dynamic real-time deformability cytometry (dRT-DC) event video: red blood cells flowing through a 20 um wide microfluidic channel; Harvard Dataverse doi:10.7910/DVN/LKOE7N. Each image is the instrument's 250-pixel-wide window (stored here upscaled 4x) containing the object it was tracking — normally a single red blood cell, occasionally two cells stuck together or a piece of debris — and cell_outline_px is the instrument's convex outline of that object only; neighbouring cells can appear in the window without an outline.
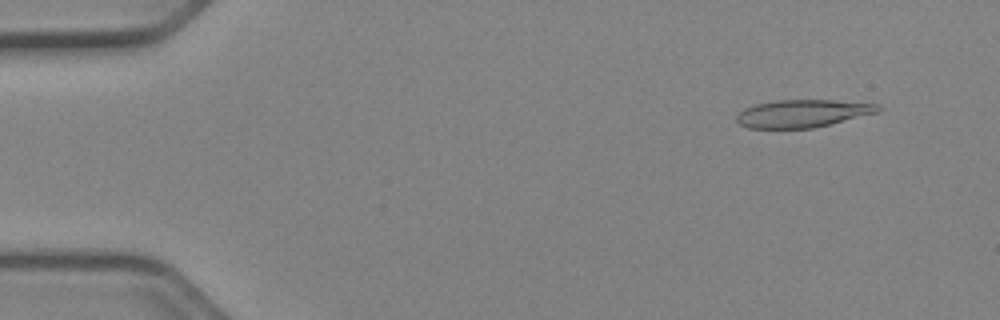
{"species": "Egyptian fruit bat (a non-hibernating species)", "species_latin": "Rousettus aegyptiacus", "temperature_condition": "cold", "stored_images_in_passage": 50, "camera_frame_rate_fps": 3000, "um_per_image_px": 0.085, "animal": {"sex": "female"}, "frame": {"image": 1, "passage_image": 3, "time_ms": 0.667, "image_size_px": [1000, 320], "cell_outline_px": [[884, 108], [880, 112], [812, 128], [748, 128], [736, 124], [736, 116], [744, 108], [756, 104], [776, 100], [832, 100], [880, 104]], "centroid_in_image_um": [68.23, 9.64], "position_along_channel_um": 16.8, "area_um2": 22.95}}
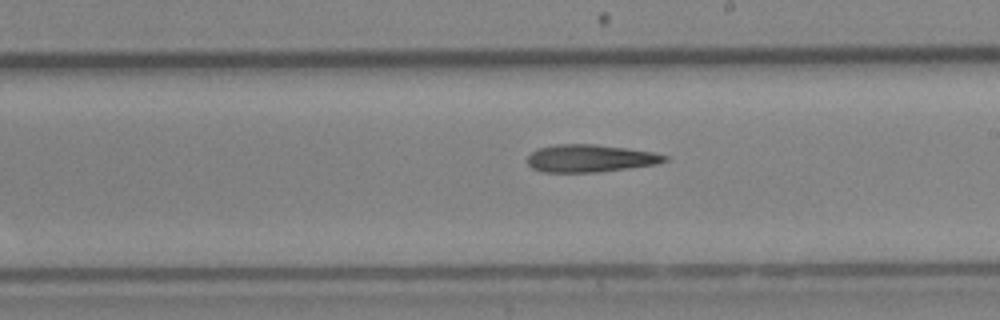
{"frame": {"image": 2, "passage_image": 28, "time_ms": 9.0, "image_size_px": [1000, 320], "cell_outline_px": [[668, 160], [656, 164], [628, 168], [596, 172], [540, 172], [532, 168], [528, 164], [528, 156], [532, 152], [540, 148], [556, 144], [596, 144], [652, 152], [668, 156]], "centroid_in_image_um": [50.14, 13.46], "position_along_channel_um": 238.9, "area_um2": 21.85}}
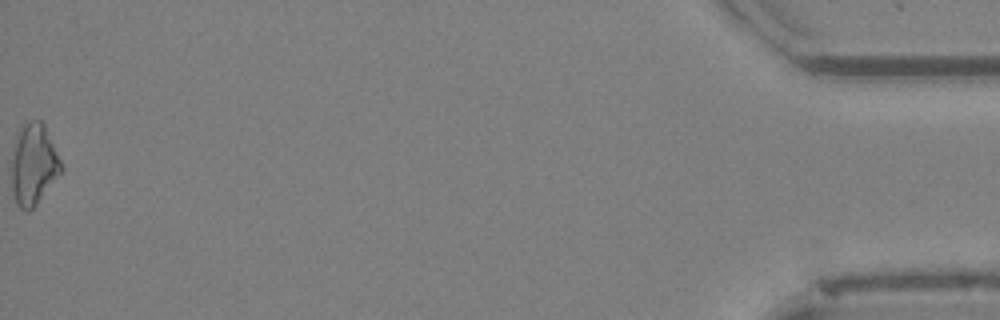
{"frame": {"image": 3, "passage_image": 50, "time_ms": 16.333, "image_size_px": [1000, 320], "cell_outline_px": [[64, 168], [36, 204], [28, 212], [24, 212], [16, 204], [12, 188], [12, 156], [20, 124], [32, 120], [40, 120], [44, 124]], "centroid_in_image_um": [2.85, 13.97], "position_along_channel_um": 432.4, "area_um2": 23.24}}